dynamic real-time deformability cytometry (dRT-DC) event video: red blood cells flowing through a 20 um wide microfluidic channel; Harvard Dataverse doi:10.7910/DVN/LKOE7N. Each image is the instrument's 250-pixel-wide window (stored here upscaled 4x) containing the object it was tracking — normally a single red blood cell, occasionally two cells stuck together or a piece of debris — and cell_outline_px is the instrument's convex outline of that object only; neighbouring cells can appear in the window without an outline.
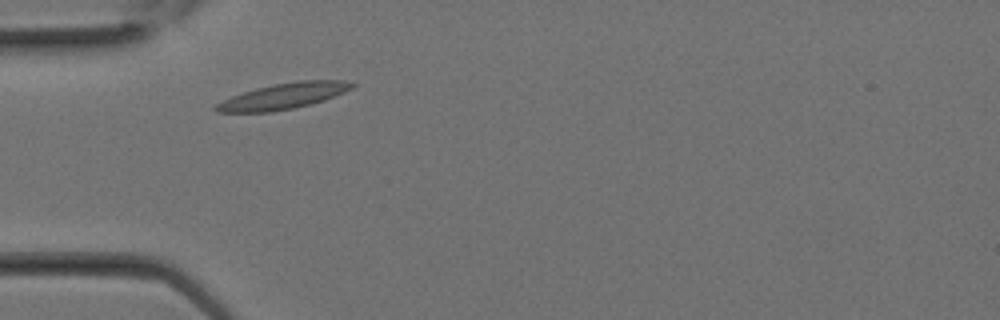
{"species": "Egyptian fruit bat (a non-hibernating species)", "species_latin": "Rousettus aegyptiacus", "temperature_condition": "room temperature", "stored_images_in_passage": 7, "camera_frame_rate_fps": 3000, "um_per_image_px": 0.085, "animal": {"sex": "female"}, "frame": {"image": 1, "passage_image": 2, "time_ms": 0.333, "image_size_px": [1000, 320], "cell_outline_px": [[356, 84], [352, 88], [344, 92], [324, 100], [312, 104], [272, 112], [216, 112], [212, 108], [216, 104], [232, 96], [256, 88], [272, 84], [300, 80], [344, 80]], "centroid_in_image_um": [24.09, 8.16], "position_along_channel_um": 60.9, "area_um2": 20.46}}
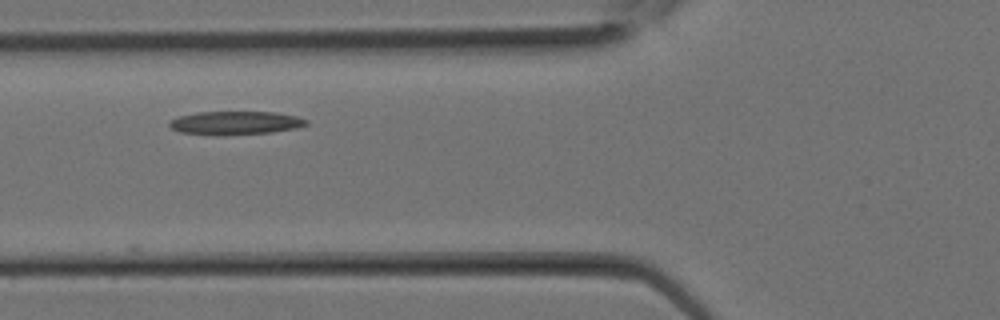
{"frame": {"image": 2, "passage_image": 4, "time_ms": 1.0, "image_size_px": [1000, 320], "cell_outline_px": [[308, 124], [296, 128], [272, 132], [220, 136], [180, 132], [172, 128], [168, 124], [172, 120], [180, 116], [196, 112], [276, 112], [296, 116], [308, 120]], "centroid_in_image_um": [20.02, 10.45], "position_along_channel_um": 105.8, "area_um2": 18.73}}
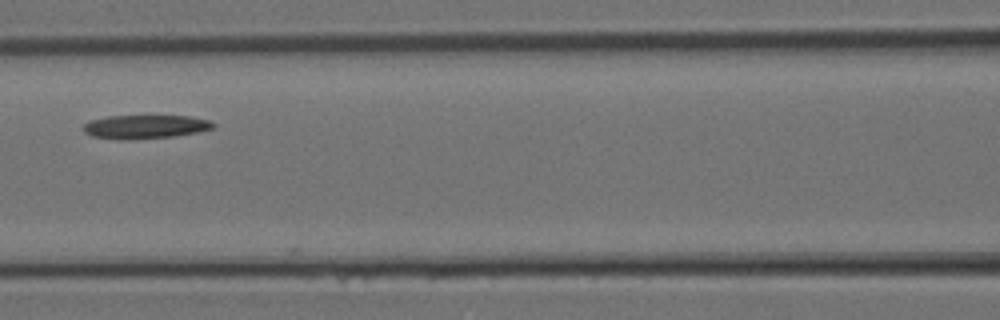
{"frame": {"image": 3, "passage_image": 6, "time_ms": 1.667, "image_size_px": [1000, 320], "cell_outline_px": [[216, 128], [200, 132], [172, 136], [128, 140], [92, 136], [84, 132], [84, 124], [88, 120], [108, 116], [188, 116], [208, 120], [216, 124]], "centroid_in_image_um": [12.36, 10.77], "position_along_channel_um": 154.2, "area_um2": 17.92}}